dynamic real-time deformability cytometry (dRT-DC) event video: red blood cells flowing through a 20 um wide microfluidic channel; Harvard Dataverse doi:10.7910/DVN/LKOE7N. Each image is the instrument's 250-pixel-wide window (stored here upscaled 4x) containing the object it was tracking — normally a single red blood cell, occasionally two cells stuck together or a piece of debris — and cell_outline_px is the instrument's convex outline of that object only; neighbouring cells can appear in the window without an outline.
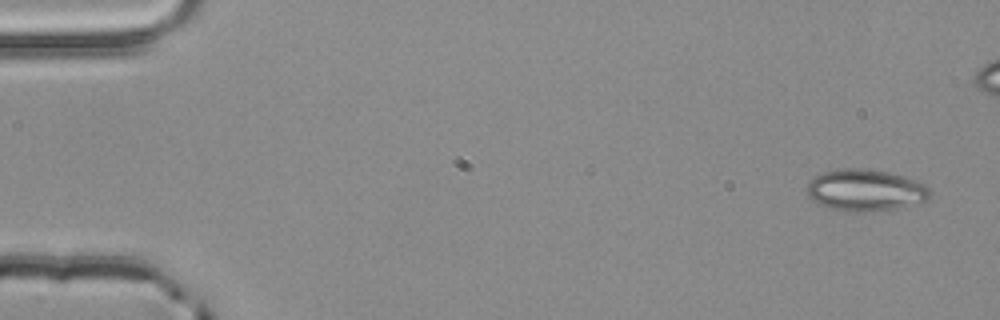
{"species": "common noctule bat (a hibernating species)", "species_latin": "Nyctalus noctula", "temperature_condition": "room temperature", "stored_images_in_passage": 4, "camera_frame_rate_fps": 3000, "um_per_image_px": 0.085, "animal": {"sex": "male", "body_mass_g": 20.4}, "frame": {"image": 1, "passage_image": 1, "time_ms": 0.0, "image_size_px": [1000, 320], "cell_outline_px": [[932, 192], [928, 200], [892, 208], [864, 212], [852, 212], [832, 208], [820, 204], [812, 200], [808, 196], [808, 184], [820, 172], [836, 168], [864, 168], [888, 172], [904, 176], [916, 180], [924, 184]], "centroid_in_image_um": [73.55, 16.14], "position_along_channel_um": 11.4, "area_um2": 29.71}}